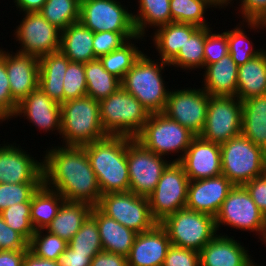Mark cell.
<instances>
[{"instance_id":"6da1fadb","label":"cell","mask_w":266,"mask_h":266,"mask_svg":"<svg viewBox=\"0 0 266 266\" xmlns=\"http://www.w3.org/2000/svg\"><path fill=\"white\" fill-rule=\"evenodd\" d=\"M60 146L46 149L42 157L43 183L58 191L65 201L96 207L102 193L84 147Z\"/></svg>"},{"instance_id":"7a4b0ae2","label":"cell","mask_w":266,"mask_h":266,"mask_svg":"<svg viewBox=\"0 0 266 266\" xmlns=\"http://www.w3.org/2000/svg\"><path fill=\"white\" fill-rule=\"evenodd\" d=\"M83 147L102 195L130 191L126 136L107 135Z\"/></svg>"},{"instance_id":"3957f363","label":"cell","mask_w":266,"mask_h":266,"mask_svg":"<svg viewBox=\"0 0 266 266\" xmlns=\"http://www.w3.org/2000/svg\"><path fill=\"white\" fill-rule=\"evenodd\" d=\"M157 60L143 53L121 80V87L137 98L150 114L163 112L170 93L162 77L164 67L169 64Z\"/></svg>"},{"instance_id":"277c9868","label":"cell","mask_w":266,"mask_h":266,"mask_svg":"<svg viewBox=\"0 0 266 266\" xmlns=\"http://www.w3.org/2000/svg\"><path fill=\"white\" fill-rule=\"evenodd\" d=\"M60 135L63 146L76 147H83L107 136L102 128L99 101L86 95L62 103Z\"/></svg>"},{"instance_id":"5b68a950","label":"cell","mask_w":266,"mask_h":266,"mask_svg":"<svg viewBox=\"0 0 266 266\" xmlns=\"http://www.w3.org/2000/svg\"><path fill=\"white\" fill-rule=\"evenodd\" d=\"M99 103L102 128L107 135L135 138L150 115L139 100L122 87Z\"/></svg>"},{"instance_id":"8992f818","label":"cell","mask_w":266,"mask_h":266,"mask_svg":"<svg viewBox=\"0 0 266 266\" xmlns=\"http://www.w3.org/2000/svg\"><path fill=\"white\" fill-rule=\"evenodd\" d=\"M222 174L244 185L266 172V151L240 134L220 144Z\"/></svg>"},{"instance_id":"52a82bcc","label":"cell","mask_w":266,"mask_h":266,"mask_svg":"<svg viewBox=\"0 0 266 266\" xmlns=\"http://www.w3.org/2000/svg\"><path fill=\"white\" fill-rule=\"evenodd\" d=\"M196 137L189 129L163 113L150 114L142 131L135 137L144 147L157 155L165 157L177 154L173 162H179ZM170 152V153H169Z\"/></svg>"},{"instance_id":"ba28073f","label":"cell","mask_w":266,"mask_h":266,"mask_svg":"<svg viewBox=\"0 0 266 266\" xmlns=\"http://www.w3.org/2000/svg\"><path fill=\"white\" fill-rule=\"evenodd\" d=\"M173 246L200 251L217 234L215 218L187 208L180 209L159 223Z\"/></svg>"},{"instance_id":"9c48e42d","label":"cell","mask_w":266,"mask_h":266,"mask_svg":"<svg viewBox=\"0 0 266 266\" xmlns=\"http://www.w3.org/2000/svg\"><path fill=\"white\" fill-rule=\"evenodd\" d=\"M96 207L109 218L138 234L149 231L158 224L151 214L148 197L130 191L104 194Z\"/></svg>"},{"instance_id":"30bf717a","label":"cell","mask_w":266,"mask_h":266,"mask_svg":"<svg viewBox=\"0 0 266 266\" xmlns=\"http://www.w3.org/2000/svg\"><path fill=\"white\" fill-rule=\"evenodd\" d=\"M126 156L130 192L148 197L156 188L164 170L172 162L144 147L135 138L126 136Z\"/></svg>"},{"instance_id":"8fae6325","label":"cell","mask_w":266,"mask_h":266,"mask_svg":"<svg viewBox=\"0 0 266 266\" xmlns=\"http://www.w3.org/2000/svg\"><path fill=\"white\" fill-rule=\"evenodd\" d=\"M188 179L179 162H171L164 170L154 191L148 196L153 218L162 222L167 216L185 208Z\"/></svg>"},{"instance_id":"7c38bea8","label":"cell","mask_w":266,"mask_h":266,"mask_svg":"<svg viewBox=\"0 0 266 266\" xmlns=\"http://www.w3.org/2000/svg\"><path fill=\"white\" fill-rule=\"evenodd\" d=\"M242 131V101L237 97L210 96L204 128L199 137L222 144Z\"/></svg>"},{"instance_id":"4fadbf2b","label":"cell","mask_w":266,"mask_h":266,"mask_svg":"<svg viewBox=\"0 0 266 266\" xmlns=\"http://www.w3.org/2000/svg\"><path fill=\"white\" fill-rule=\"evenodd\" d=\"M133 14L119 0H80L79 21L93 33L136 32Z\"/></svg>"},{"instance_id":"5bb4252c","label":"cell","mask_w":266,"mask_h":266,"mask_svg":"<svg viewBox=\"0 0 266 266\" xmlns=\"http://www.w3.org/2000/svg\"><path fill=\"white\" fill-rule=\"evenodd\" d=\"M209 98L202 88L170 90L162 113L199 136L205 125Z\"/></svg>"},{"instance_id":"9a60e30c","label":"cell","mask_w":266,"mask_h":266,"mask_svg":"<svg viewBox=\"0 0 266 266\" xmlns=\"http://www.w3.org/2000/svg\"><path fill=\"white\" fill-rule=\"evenodd\" d=\"M15 40L21 44L16 52L40 58L60 50L61 30L49 23L39 12L24 13L14 30Z\"/></svg>"},{"instance_id":"2e32d148","label":"cell","mask_w":266,"mask_h":266,"mask_svg":"<svg viewBox=\"0 0 266 266\" xmlns=\"http://www.w3.org/2000/svg\"><path fill=\"white\" fill-rule=\"evenodd\" d=\"M263 213L243 185H234L215 217L217 232L221 225L260 235Z\"/></svg>"},{"instance_id":"e0dca14e","label":"cell","mask_w":266,"mask_h":266,"mask_svg":"<svg viewBox=\"0 0 266 266\" xmlns=\"http://www.w3.org/2000/svg\"><path fill=\"white\" fill-rule=\"evenodd\" d=\"M1 183H43V161H37L16 143L0 144Z\"/></svg>"},{"instance_id":"ac0fdd59","label":"cell","mask_w":266,"mask_h":266,"mask_svg":"<svg viewBox=\"0 0 266 266\" xmlns=\"http://www.w3.org/2000/svg\"><path fill=\"white\" fill-rule=\"evenodd\" d=\"M234 184L223 174L189 182L185 208L216 217Z\"/></svg>"},{"instance_id":"d6986e66","label":"cell","mask_w":266,"mask_h":266,"mask_svg":"<svg viewBox=\"0 0 266 266\" xmlns=\"http://www.w3.org/2000/svg\"><path fill=\"white\" fill-rule=\"evenodd\" d=\"M190 181L222 174L220 144L196 136L179 161Z\"/></svg>"},{"instance_id":"ffe728a7","label":"cell","mask_w":266,"mask_h":266,"mask_svg":"<svg viewBox=\"0 0 266 266\" xmlns=\"http://www.w3.org/2000/svg\"><path fill=\"white\" fill-rule=\"evenodd\" d=\"M20 115L40 130H57L61 134V104L52 100L40 87L18 103L13 117Z\"/></svg>"},{"instance_id":"44dd1931","label":"cell","mask_w":266,"mask_h":266,"mask_svg":"<svg viewBox=\"0 0 266 266\" xmlns=\"http://www.w3.org/2000/svg\"><path fill=\"white\" fill-rule=\"evenodd\" d=\"M171 245L166 230L158 223L137 234L127 256L128 266H162Z\"/></svg>"},{"instance_id":"7402d4cb","label":"cell","mask_w":266,"mask_h":266,"mask_svg":"<svg viewBox=\"0 0 266 266\" xmlns=\"http://www.w3.org/2000/svg\"><path fill=\"white\" fill-rule=\"evenodd\" d=\"M6 70L12 98L19 103L38 87L39 58L34 55L6 52Z\"/></svg>"},{"instance_id":"603a6c76","label":"cell","mask_w":266,"mask_h":266,"mask_svg":"<svg viewBox=\"0 0 266 266\" xmlns=\"http://www.w3.org/2000/svg\"><path fill=\"white\" fill-rule=\"evenodd\" d=\"M231 237L220 233L207 243L199 251L200 266H255L249 250Z\"/></svg>"},{"instance_id":"cb8c5ba5","label":"cell","mask_w":266,"mask_h":266,"mask_svg":"<svg viewBox=\"0 0 266 266\" xmlns=\"http://www.w3.org/2000/svg\"><path fill=\"white\" fill-rule=\"evenodd\" d=\"M202 89L210 96L236 97L238 66L230 54L204 67Z\"/></svg>"},{"instance_id":"d4e9b609","label":"cell","mask_w":266,"mask_h":266,"mask_svg":"<svg viewBox=\"0 0 266 266\" xmlns=\"http://www.w3.org/2000/svg\"><path fill=\"white\" fill-rule=\"evenodd\" d=\"M97 221L103 251L128 256L138 233L103 214L97 207L90 213Z\"/></svg>"},{"instance_id":"484cf974","label":"cell","mask_w":266,"mask_h":266,"mask_svg":"<svg viewBox=\"0 0 266 266\" xmlns=\"http://www.w3.org/2000/svg\"><path fill=\"white\" fill-rule=\"evenodd\" d=\"M69 62L60 50L39 58L38 87L59 104L64 103L63 82Z\"/></svg>"},{"instance_id":"4316f807","label":"cell","mask_w":266,"mask_h":266,"mask_svg":"<svg viewBox=\"0 0 266 266\" xmlns=\"http://www.w3.org/2000/svg\"><path fill=\"white\" fill-rule=\"evenodd\" d=\"M94 33L80 21L61 31L60 51L73 62L87 63L97 59L93 51Z\"/></svg>"},{"instance_id":"83f0119b","label":"cell","mask_w":266,"mask_h":266,"mask_svg":"<svg viewBox=\"0 0 266 266\" xmlns=\"http://www.w3.org/2000/svg\"><path fill=\"white\" fill-rule=\"evenodd\" d=\"M198 28L192 24L179 22H171L157 28L151 38L156 51L159 52L158 59L169 63Z\"/></svg>"},{"instance_id":"f1b7e54d","label":"cell","mask_w":266,"mask_h":266,"mask_svg":"<svg viewBox=\"0 0 266 266\" xmlns=\"http://www.w3.org/2000/svg\"><path fill=\"white\" fill-rule=\"evenodd\" d=\"M266 95V50L238 67L237 94L241 101Z\"/></svg>"},{"instance_id":"f546056e","label":"cell","mask_w":266,"mask_h":266,"mask_svg":"<svg viewBox=\"0 0 266 266\" xmlns=\"http://www.w3.org/2000/svg\"><path fill=\"white\" fill-rule=\"evenodd\" d=\"M241 134L266 151V95L242 101Z\"/></svg>"},{"instance_id":"4dcf8cb0","label":"cell","mask_w":266,"mask_h":266,"mask_svg":"<svg viewBox=\"0 0 266 266\" xmlns=\"http://www.w3.org/2000/svg\"><path fill=\"white\" fill-rule=\"evenodd\" d=\"M91 209L92 206L84 202L64 201L58 214L45 230L69 242L79 231Z\"/></svg>"},{"instance_id":"1f68e13d","label":"cell","mask_w":266,"mask_h":266,"mask_svg":"<svg viewBox=\"0 0 266 266\" xmlns=\"http://www.w3.org/2000/svg\"><path fill=\"white\" fill-rule=\"evenodd\" d=\"M64 197L42 183L31 197V224L35 231L46 229L58 214Z\"/></svg>"},{"instance_id":"d6a6232c","label":"cell","mask_w":266,"mask_h":266,"mask_svg":"<svg viewBox=\"0 0 266 266\" xmlns=\"http://www.w3.org/2000/svg\"><path fill=\"white\" fill-rule=\"evenodd\" d=\"M137 14L133 22L137 35L145 37L147 27L159 28L172 22L170 0H138Z\"/></svg>"},{"instance_id":"836d02e7","label":"cell","mask_w":266,"mask_h":266,"mask_svg":"<svg viewBox=\"0 0 266 266\" xmlns=\"http://www.w3.org/2000/svg\"><path fill=\"white\" fill-rule=\"evenodd\" d=\"M87 96L100 101L121 87V80L109 73L99 58L85 63Z\"/></svg>"},{"instance_id":"e575fe53","label":"cell","mask_w":266,"mask_h":266,"mask_svg":"<svg viewBox=\"0 0 266 266\" xmlns=\"http://www.w3.org/2000/svg\"><path fill=\"white\" fill-rule=\"evenodd\" d=\"M210 27H199L178 54L168 63L169 66L179 67L186 70L204 68V44L206 35L211 31Z\"/></svg>"},{"instance_id":"d590c367","label":"cell","mask_w":266,"mask_h":266,"mask_svg":"<svg viewBox=\"0 0 266 266\" xmlns=\"http://www.w3.org/2000/svg\"><path fill=\"white\" fill-rule=\"evenodd\" d=\"M80 0H46L39 13L52 25L65 30L79 21Z\"/></svg>"},{"instance_id":"8d00e7d4","label":"cell","mask_w":266,"mask_h":266,"mask_svg":"<svg viewBox=\"0 0 266 266\" xmlns=\"http://www.w3.org/2000/svg\"><path fill=\"white\" fill-rule=\"evenodd\" d=\"M129 39L120 48L101 56L103 67L111 74L122 80L125 74L144 53ZM135 45V46H134Z\"/></svg>"},{"instance_id":"74e56055","label":"cell","mask_w":266,"mask_h":266,"mask_svg":"<svg viewBox=\"0 0 266 266\" xmlns=\"http://www.w3.org/2000/svg\"><path fill=\"white\" fill-rule=\"evenodd\" d=\"M212 8L206 0H170L172 22L187 23L198 27H209L204 16Z\"/></svg>"},{"instance_id":"f35d334b","label":"cell","mask_w":266,"mask_h":266,"mask_svg":"<svg viewBox=\"0 0 266 266\" xmlns=\"http://www.w3.org/2000/svg\"><path fill=\"white\" fill-rule=\"evenodd\" d=\"M68 246L81 254H98L103 251L97 221L89 214L84 220L79 231L68 242Z\"/></svg>"},{"instance_id":"ab89813d","label":"cell","mask_w":266,"mask_h":266,"mask_svg":"<svg viewBox=\"0 0 266 266\" xmlns=\"http://www.w3.org/2000/svg\"><path fill=\"white\" fill-rule=\"evenodd\" d=\"M240 23L238 24L239 26L237 25L230 31H227L229 54L238 67L244 65L247 61L258 56L265 50L263 48H253L252 41L247 37V35H245L246 31L243 30V25L245 24L241 21Z\"/></svg>"},{"instance_id":"60d3db41","label":"cell","mask_w":266,"mask_h":266,"mask_svg":"<svg viewBox=\"0 0 266 266\" xmlns=\"http://www.w3.org/2000/svg\"><path fill=\"white\" fill-rule=\"evenodd\" d=\"M67 246L68 242L45 229L35 231L29 242V250L37 257L53 261L58 260Z\"/></svg>"},{"instance_id":"b9f144b4","label":"cell","mask_w":266,"mask_h":266,"mask_svg":"<svg viewBox=\"0 0 266 266\" xmlns=\"http://www.w3.org/2000/svg\"><path fill=\"white\" fill-rule=\"evenodd\" d=\"M30 211V202H23L11 205L0 212L6 224L20 233L28 242L35 233V229L31 224Z\"/></svg>"},{"instance_id":"7bdbcfd3","label":"cell","mask_w":266,"mask_h":266,"mask_svg":"<svg viewBox=\"0 0 266 266\" xmlns=\"http://www.w3.org/2000/svg\"><path fill=\"white\" fill-rule=\"evenodd\" d=\"M63 90L64 102L87 95L85 63L69 62L65 72Z\"/></svg>"},{"instance_id":"ee69618b","label":"cell","mask_w":266,"mask_h":266,"mask_svg":"<svg viewBox=\"0 0 266 266\" xmlns=\"http://www.w3.org/2000/svg\"><path fill=\"white\" fill-rule=\"evenodd\" d=\"M129 39L142 41L143 37L136 32H110L103 31L94 33L93 51L96 58H100L125 44Z\"/></svg>"},{"instance_id":"f6af8a7d","label":"cell","mask_w":266,"mask_h":266,"mask_svg":"<svg viewBox=\"0 0 266 266\" xmlns=\"http://www.w3.org/2000/svg\"><path fill=\"white\" fill-rule=\"evenodd\" d=\"M42 183L0 184V212L11 205L31 202V197Z\"/></svg>"},{"instance_id":"bcb514c9","label":"cell","mask_w":266,"mask_h":266,"mask_svg":"<svg viewBox=\"0 0 266 266\" xmlns=\"http://www.w3.org/2000/svg\"><path fill=\"white\" fill-rule=\"evenodd\" d=\"M18 103L12 98L6 70V51L0 48V123L13 118Z\"/></svg>"},{"instance_id":"7dc6e473","label":"cell","mask_w":266,"mask_h":266,"mask_svg":"<svg viewBox=\"0 0 266 266\" xmlns=\"http://www.w3.org/2000/svg\"><path fill=\"white\" fill-rule=\"evenodd\" d=\"M228 54L227 30L217 34L210 31L205 38L204 67L218 62L222 57Z\"/></svg>"},{"instance_id":"c3c4849f","label":"cell","mask_w":266,"mask_h":266,"mask_svg":"<svg viewBox=\"0 0 266 266\" xmlns=\"http://www.w3.org/2000/svg\"><path fill=\"white\" fill-rule=\"evenodd\" d=\"M162 266H200L199 251L171 245Z\"/></svg>"},{"instance_id":"681fc988","label":"cell","mask_w":266,"mask_h":266,"mask_svg":"<svg viewBox=\"0 0 266 266\" xmlns=\"http://www.w3.org/2000/svg\"><path fill=\"white\" fill-rule=\"evenodd\" d=\"M0 250H29V242L9 227L0 215Z\"/></svg>"},{"instance_id":"f907efd6","label":"cell","mask_w":266,"mask_h":266,"mask_svg":"<svg viewBox=\"0 0 266 266\" xmlns=\"http://www.w3.org/2000/svg\"><path fill=\"white\" fill-rule=\"evenodd\" d=\"M242 22H266V0H239Z\"/></svg>"},{"instance_id":"816d5d0a","label":"cell","mask_w":266,"mask_h":266,"mask_svg":"<svg viewBox=\"0 0 266 266\" xmlns=\"http://www.w3.org/2000/svg\"><path fill=\"white\" fill-rule=\"evenodd\" d=\"M250 197L264 214L266 212V172L243 185Z\"/></svg>"},{"instance_id":"f5cc1de1","label":"cell","mask_w":266,"mask_h":266,"mask_svg":"<svg viewBox=\"0 0 266 266\" xmlns=\"http://www.w3.org/2000/svg\"><path fill=\"white\" fill-rule=\"evenodd\" d=\"M96 254H81L75 253L69 246H67L64 253L58 257V264L60 266H90L91 260Z\"/></svg>"},{"instance_id":"db71d44e","label":"cell","mask_w":266,"mask_h":266,"mask_svg":"<svg viewBox=\"0 0 266 266\" xmlns=\"http://www.w3.org/2000/svg\"><path fill=\"white\" fill-rule=\"evenodd\" d=\"M90 266H128V262L123 255L100 251L91 260Z\"/></svg>"},{"instance_id":"11a10c76","label":"cell","mask_w":266,"mask_h":266,"mask_svg":"<svg viewBox=\"0 0 266 266\" xmlns=\"http://www.w3.org/2000/svg\"><path fill=\"white\" fill-rule=\"evenodd\" d=\"M28 250H0V266H22Z\"/></svg>"},{"instance_id":"9f6ffc18","label":"cell","mask_w":266,"mask_h":266,"mask_svg":"<svg viewBox=\"0 0 266 266\" xmlns=\"http://www.w3.org/2000/svg\"><path fill=\"white\" fill-rule=\"evenodd\" d=\"M46 0H14L16 8L21 13L39 12L44 6Z\"/></svg>"},{"instance_id":"6f0895ef","label":"cell","mask_w":266,"mask_h":266,"mask_svg":"<svg viewBox=\"0 0 266 266\" xmlns=\"http://www.w3.org/2000/svg\"><path fill=\"white\" fill-rule=\"evenodd\" d=\"M22 266H60L57 261L37 257L30 250L26 252Z\"/></svg>"},{"instance_id":"680465c9","label":"cell","mask_w":266,"mask_h":266,"mask_svg":"<svg viewBox=\"0 0 266 266\" xmlns=\"http://www.w3.org/2000/svg\"><path fill=\"white\" fill-rule=\"evenodd\" d=\"M214 8H226L233 0H206ZM218 6V7H217Z\"/></svg>"},{"instance_id":"91938a15","label":"cell","mask_w":266,"mask_h":266,"mask_svg":"<svg viewBox=\"0 0 266 266\" xmlns=\"http://www.w3.org/2000/svg\"><path fill=\"white\" fill-rule=\"evenodd\" d=\"M258 236H260L259 238L261 239V241L263 240L262 243L266 244V212L263 214L262 227H261L260 235Z\"/></svg>"},{"instance_id":"94428289","label":"cell","mask_w":266,"mask_h":266,"mask_svg":"<svg viewBox=\"0 0 266 266\" xmlns=\"http://www.w3.org/2000/svg\"><path fill=\"white\" fill-rule=\"evenodd\" d=\"M249 29H266V22H245ZM251 27V28H250Z\"/></svg>"}]
</instances>
